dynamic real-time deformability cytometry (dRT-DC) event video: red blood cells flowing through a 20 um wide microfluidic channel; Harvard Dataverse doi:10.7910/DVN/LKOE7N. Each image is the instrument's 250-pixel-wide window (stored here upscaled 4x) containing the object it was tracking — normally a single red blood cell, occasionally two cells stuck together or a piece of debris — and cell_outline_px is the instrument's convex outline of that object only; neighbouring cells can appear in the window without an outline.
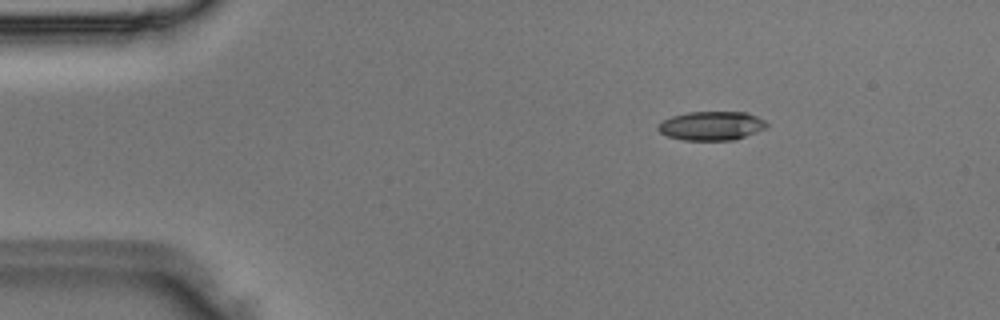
{"species": "Egyptian fruit bat (a non-hibernating species)", "species_latin": "Rousettus aegyptiacus", "temperature_condition": "room temperature", "stored_images_in_passage": 42, "camera_frame_rate_fps": 3000, "um_per_image_px": 0.085, "animal": {"sex": "male"}, "frame": {"image": 1, "passage_image": 1, "time_ms": 0.0, "image_size_px": [1000, 320], "cell_outline_px": [[768, 124], [764, 128], [756, 132], [736, 140], [684, 140], [668, 136], [660, 132], [656, 128], [664, 120], [672, 116], [688, 112], [748, 112], [764, 120]], "centroid_in_image_um": [60.49, 10.69], "position_along_channel_um": 24.5, "area_um2": 18.21}}
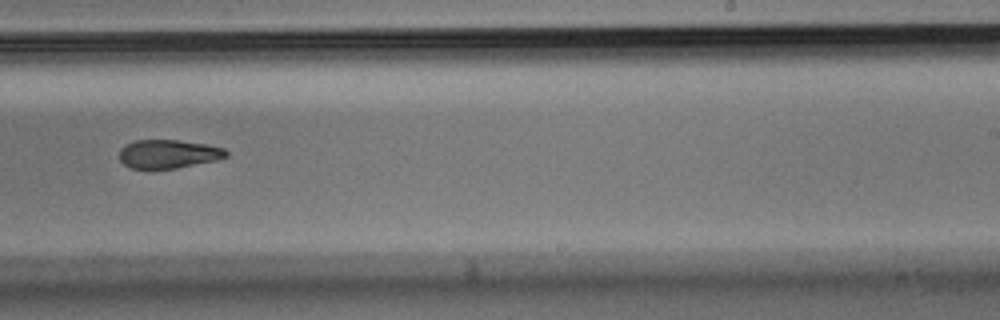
{"frame": {"image": 2, "passage_image": 24, "time_ms": 7.667, "image_size_px": [1000, 320], "cell_outline_px": [[228, 156], [216, 160], [176, 168], [128, 168], [120, 160], [120, 148], [124, 144], [136, 140], [176, 140], [208, 144], [224, 148], [228, 152]], "centroid_in_image_um": [14.3, 13.07], "position_along_channel_um": 274.7, "area_um2": 17.8}}
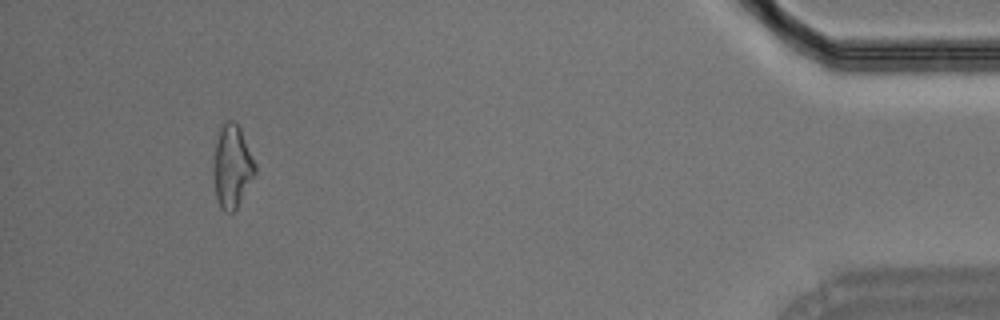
{"frame": {"image": 3, "passage_image": 39, "time_ms": 12.667, "image_size_px": [1000, 320], "cell_outline_px": [[256, 172], [236, 208], [232, 212], [224, 212], [220, 208], [216, 196], [212, 168], [216, 132], [224, 120], [232, 120], [240, 128], [256, 164]], "centroid_in_image_um": [19.68, 14.1], "position_along_channel_um": 415.5, "area_um2": 20.35}}